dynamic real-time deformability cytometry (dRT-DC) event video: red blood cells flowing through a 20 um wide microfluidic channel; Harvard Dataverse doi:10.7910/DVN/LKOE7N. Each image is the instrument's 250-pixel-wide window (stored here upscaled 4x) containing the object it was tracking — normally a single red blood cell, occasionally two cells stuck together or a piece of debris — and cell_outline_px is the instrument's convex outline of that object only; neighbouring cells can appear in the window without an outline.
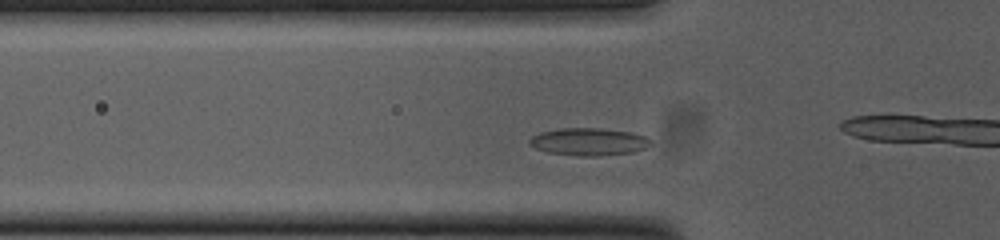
{"species": "common noctule bat (a hibernating species)", "species_latin": "Nyctalus noctula", "temperature_condition": "cold", "stored_images_in_passage": 42, "camera_frame_rate_fps": 3000, "um_per_image_px": 0.085, "animal": {"sex": "female", "body_mass_g": 23.0, "forearm_length_mm": 53.4}, "frame": {"image": 1, "passage_image": 13, "time_ms": 4.0, "image_size_px": [1000, 240], "cell_outline_px": [[652, 144], [648, 148], [632, 152], [596, 156], [576, 156], [548, 152], [536, 148], [528, 144], [528, 140], [532, 136], [540, 132], [560, 128], [600, 128], [628, 132], [644, 136], [652, 140]], "centroid_in_image_um": [50.04, 12.05], "position_along_channel_um": 75.8, "area_um2": 19.48}}
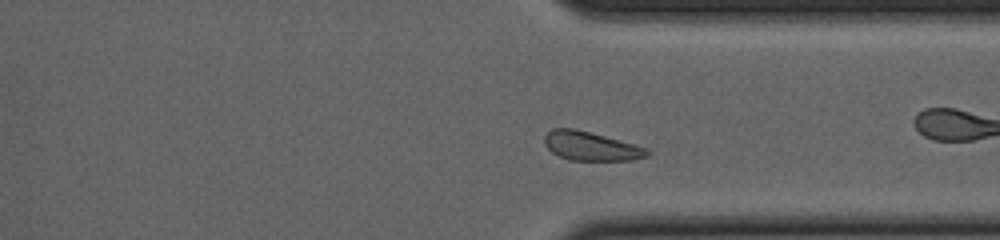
{"frame": {"image": 2, "passage_image": 36, "time_ms": 11.667, "image_size_px": [1000, 240], "cell_outline_px": [[652, 152], [648, 156], [632, 160], [568, 160], [552, 152], [544, 144], [544, 136], [552, 128], [572, 128], [604, 136], [648, 148]], "centroid_in_image_um": [50.23, 12.43], "position_along_channel_um": 361.2, "area_um2": 17.17}, "authors_computed_cell_mechanics": {"area_um2": 18.0625, "velocity_mm_per_s": 3.719, "shape_relaxation_time_tau1_ms": 2.7832, "shape_relaxation_time_tau2_ms": null, "deformation_change_tau1": 0.0508, "deformation_change_tau2": null}}